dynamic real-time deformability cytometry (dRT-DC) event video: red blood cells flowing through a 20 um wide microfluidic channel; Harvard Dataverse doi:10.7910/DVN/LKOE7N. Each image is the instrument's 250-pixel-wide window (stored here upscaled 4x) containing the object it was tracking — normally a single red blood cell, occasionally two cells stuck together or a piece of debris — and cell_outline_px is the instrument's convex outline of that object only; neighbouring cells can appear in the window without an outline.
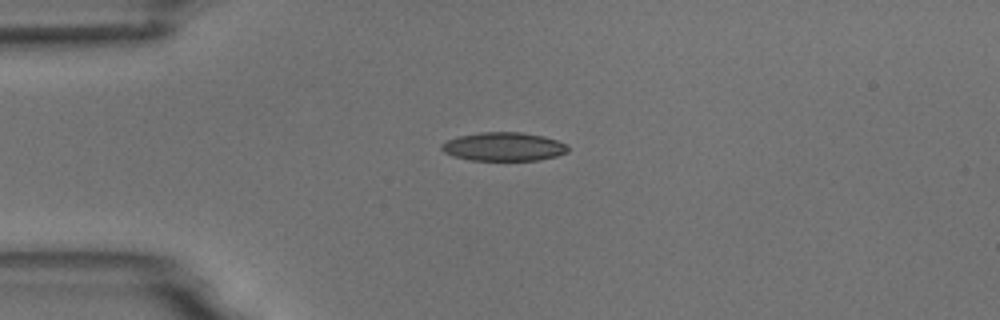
{"species": "common noctule bat (a hibernating species)", "species_latin": "Nyctalus noctula", "temperature_condition": "room temperature", "stored_images_in_passage": 3, "camera_frame_rate_fps": 3000, "um_per_image_px": 0.085, "animal": {"sex": "male", "body_mass_g": 18.8}, "frame": {"image": 1, "passage_image": 1, "time_ms": 0.0, "image_size_px": [1000, 320], "cell_outline_px": [[568, 152], [556, 156], [540, 160], [472, 160], [456, 156], [444, 152], [440, 148], [440, 144], [448, 140], [460, 136], [480, 132], [520, 132], [544, 136], [568, 144]], "centroid_in_image_um": [42.84, 12.46], "position_along_channel_um": 42.2, "area_um2": 20.98}}